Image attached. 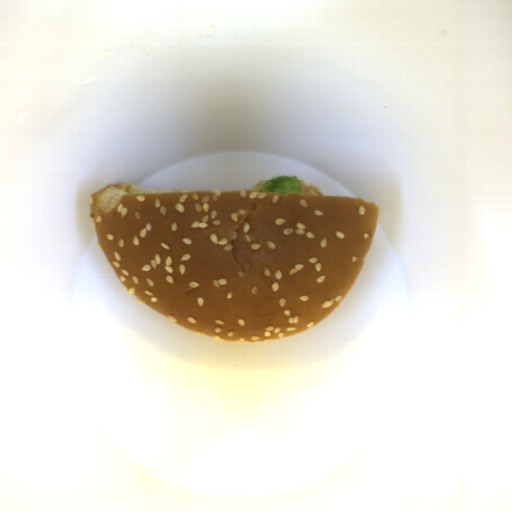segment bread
<instances>
[{"label":"bread","instance_id":"8d2b1439","mask_svg":"<svg viewBox=\"0 0 512 512\" xmlns=\"http://www.w3.org/2000/svg\"><path fill=\"white\" fill-rule=\"evenodd\" d=\"M90 214L135 298L203 337L255 343L330 316L363 267L379 207L345 195L124 183L91 195Z\"/></svg>","mask_w":512,"mask_h":512}]
</instances>
